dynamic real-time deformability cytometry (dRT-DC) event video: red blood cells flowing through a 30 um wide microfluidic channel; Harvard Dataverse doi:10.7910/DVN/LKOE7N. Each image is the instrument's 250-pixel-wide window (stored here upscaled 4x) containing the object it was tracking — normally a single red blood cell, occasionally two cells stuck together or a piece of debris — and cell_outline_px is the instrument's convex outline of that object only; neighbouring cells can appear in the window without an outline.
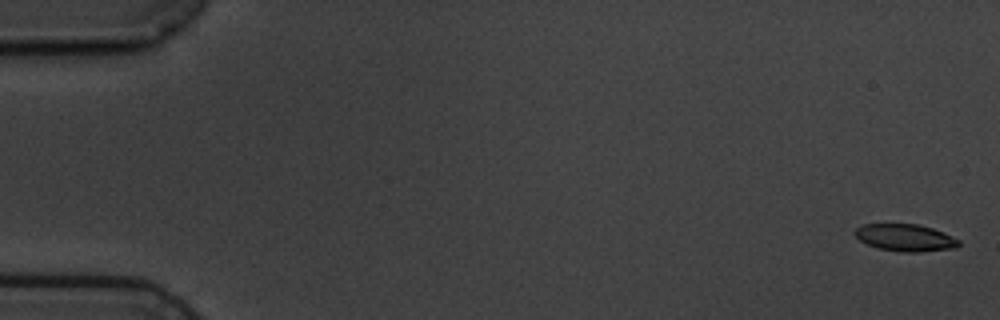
{"species": "common noctule bat (a hibernating species)", "species_latin": "Nyctalus noctula", "temperature_condition": "cold", "stored_images_in_passage": 6, "camera_frame_rate_fps": 3000, "um_per_image_px": 0.085, "animal": {"sex": "male", "body_mass_g": 19.5, "forearm_length_mm": 54.6}, "frame": {"image": 1, "passage_image": 1, "time_ms": 0.0, "image_size_px": [1000, 320], "cell_outline_px": [[960, 244], [956, 248], [920, 252], [900, 252], [876, 248], [860, 240], [852, 232], [856, 228], [864, 224], [920, 224], [944, 232], [960, 240]], "centroid_in_image_um": [76.96, 20.2], "position_along_channel_um": 8.0, "area_um2": 16.59}}
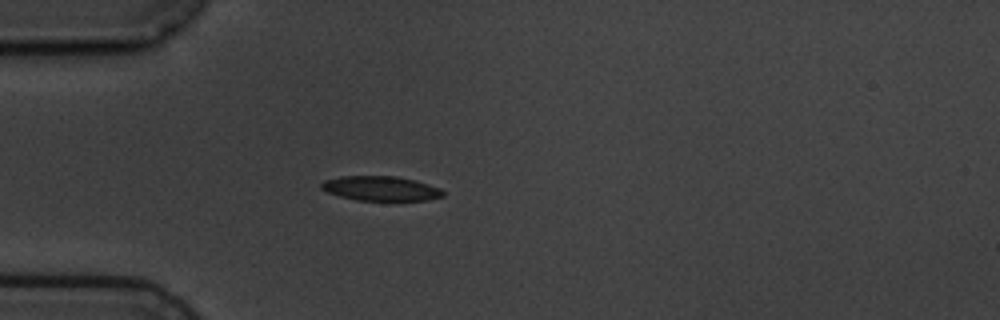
{"frame": {"image": 2, "passage_image": 4, "time_ms": 5.0, "image_size_px": [1000, 320], "cell_outline_px": [[444, 196], [428, 200], [356, 200], [340, 196], [328, 192], [320, 188], [320, 184], [324, 180], [340, 176], [396, 176], [416, 180], [440, 188], [444, 192]], "centroid_in_image_um": [32.36, 16.01], "position_along_channel_um": 52.6, "area_um2": 17.46}}
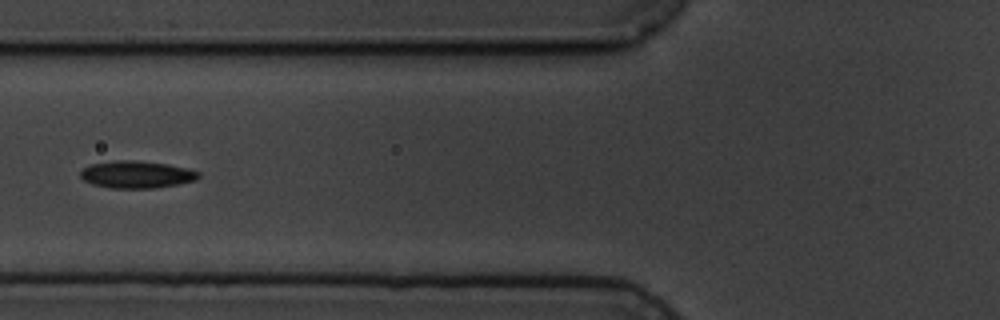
{"frame": {"image": 3, "passage_image": 6, "time_ms": 7.0, "image_size_px": [1000, 320], "cell_outline_px": [[200, 176], [196, 180], [180, 184], [156, 188], [112, 188], [92, 184], [84, 180], [80, 176], [80, 172], [84, 168], [92, 164], [116, 160], [132, 160], [168, 164], [188, 168], [200, 172]], "centroid_in_image_um": [11.65, 14.84], "position_along_channel_um": 114.2, "area_um2": 18.79}}